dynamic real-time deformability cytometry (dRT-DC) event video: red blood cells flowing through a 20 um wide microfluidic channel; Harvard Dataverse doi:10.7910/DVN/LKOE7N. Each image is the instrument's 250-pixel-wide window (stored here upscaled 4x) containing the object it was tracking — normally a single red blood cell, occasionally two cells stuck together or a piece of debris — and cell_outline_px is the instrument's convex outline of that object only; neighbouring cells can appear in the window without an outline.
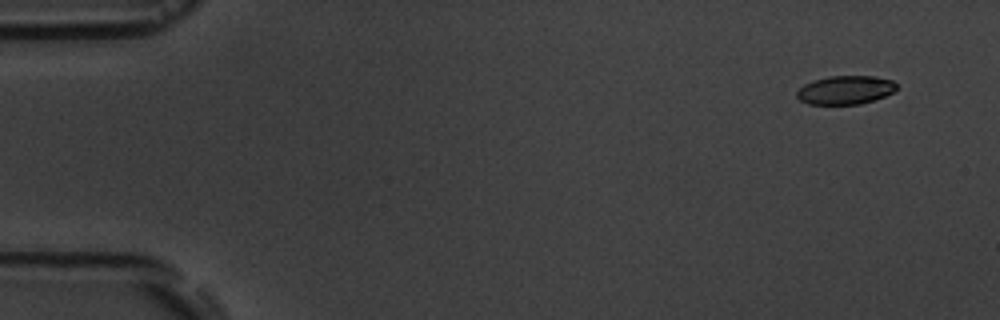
{"species": "common noctule bat (a hibernating species)", "species_latin": "Nyctalus noctula", "temperature_condition": "room temperature", "stored_images_in_passage": 6, "camera_frame_rate_fps": 3000, "um_per_image_px": 0.085, "animal": {"sex": "male", "body_mass_g": 19.5, "forearm_length_mm": 54.6}, "frame": {"image": 1, "passage_image": 1, "time_ms": 0.0, "image_size_px": [1000, 320], "cell_outline_px": [[896, 88], [892, 92], [884, 96], [860, 104], [808, 104], [800, 100], [796, 96], [796, 92], [804, 84], [812, 80], [828, 76], [876, 76], [892, 80], [896, 84]], "centroid_in_image_um": [71.82, 7.64], "position_along_channel_um": 13.2, "area_um2": 16.59}}
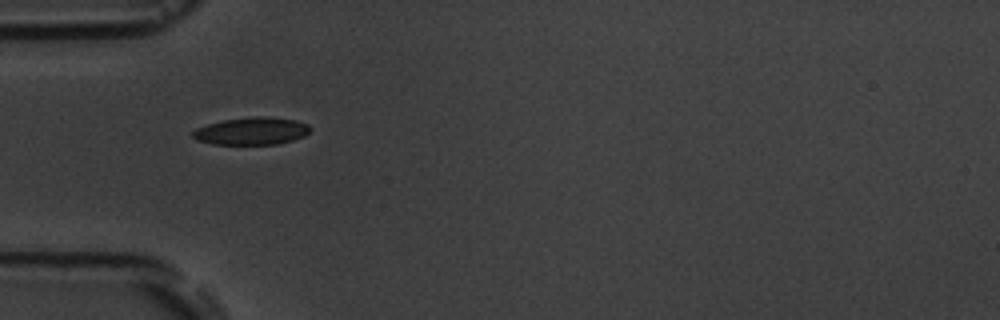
{"frame": {"image": 2, "passage_image": 5, "time_ms": 4.667, "image_size_px": [1000, 320], "cell_outline_px": [[312, 128], [304, 136], [292, 140], [276, 144], [212, 144], [196, 140], [192, 136], [192, 132], [196, 128], [208, 124], [224, 120], [256, 116], [268, 116], [296, 120], [308, 124]], "centroid_in_image_um": [21.39, 11.13], "position_along_channel_um": 63.6, "area_um2": 18.79}}
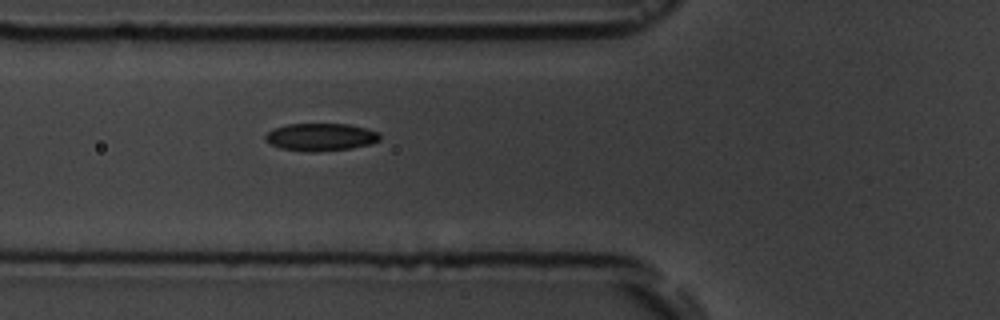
{"frame": {"image": 3, "passage_image": 6, "time_ms": 5.667, "image_size_px": [1000, 320], "cell_outline_px": [[380, 140], [368, 144], [352, 148], [316, 152], [308, 152], [280, 148], [264, 140], [264, 136], [272, 128], [288, 124], [348, 124], [368, 128], [380, 132]], "centroid_in_image_um": [27.26, 11.64], "position_along_channel_um": 98.5, "area_um2": 18.55}}